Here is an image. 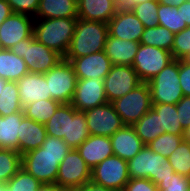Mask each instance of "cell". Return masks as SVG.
Masks as SVG:
<instances>
[{"mask_svg":"<svg viewBox=\"0 0 190 191\" xmlns=\"http://www.w3.org/2000/svg\"><path fill=\"white\" fill-rule=\"evenodd\" d=\"M0 191H8L6 183L3 181H0Z\"/></svg>","mask_w":190,"mask_h":191,"instance_id":"cell-54","label":"cell"},{"mask_svg":"<svg viewBox=\"0 0 190 191\" xmlns=\"http://www.w3.org/2000/svg\"><path fill=\"white\" fill-rule=\"evenodd\" d=\"M76 149L91 169L106 158L114 155L111 138L101 135H89Z\"/></svg>","mask_w":190,"mask_h":191,"instance_id":"cell-19","label":"cell"},{"mask_svg":"<svg viewBox=\"0 0 190 191\" xmlns=\"http://www.w3.org/2000/svg\"><path fill=\"white\" fill-rule=\"evenodd\" d=\"M133 128L145 145L163 134L159 122V114H157L153 108L149 109L148 112L133 125Z\"/></svg>","mask_w":190,"mask_h":191,"instance_id":"cell-28","label":"cell"},{"mask_svg":"<svg viewBox=\"0 0 190 191\" xmlns=\"http://www.w3.org/2000/svg\"><path fill=\"white\" fill-rule=\"evenodd\" d=\"M49 94L60 103H71L77 84V76L70 61L63 58L47 73Z\"/></svg>","mask_w":190,"mask_h":191,"instance_id":"cell-8","label":"cell"},{"mask_svg":"<svg viewBox=\"0 0 190 191\" xmlns=\"http://www.w3.org/2000/svg\"><path fill=\"white\" fill-rule=\"evenodd\" d=\"M124 125L133 126L152 108L150 89L147 82H141L125 96L112 102Z\"/></svg>","mask_w":190,"mask_h":191,"instance_id":"cell-7","label":"cell"},{"mask_svg":"<svg viewBox=\"0 0 190 191\" xmlns=\"http://www.w3.org/2000/svg\"><path fill=\"white\" fill-rule=\"evenodd\" d=\"M175 173L190 177V143L182 141L167 158Z\"/></svg>","mask_w":190,"mask_h":191,"instance_id":"cell-36","label":"cell"},{"mask_svg":"<svg viewBox=\"0 0 190 191\" xmlns=\"http://www.w3.org/2000/svg\"><path fill=\"white\" fill-rule=\"evenodd\" d=\"M104 79H77L75 93L71 105L77 111H86L107 103Z\"/></svg>","mask_w":190,"mask_h":191,"instance_id":"cell-14","label":"cell"},{"mask_svg":"<svg viewBox=\"0 0 190 191\" xmlns=\"http://www.w3.org/2000/svg\"><path fill=\"white\" fill-rule=\"evenodd\" d=\"M22 110L17 83L6 81L0 94V115L5 117Z\"/></svg>","mask_w":190,"mask_h":191,"instance_id":"cell-33","label":"cell"},{"mask_svg":"<svg viewBox=\"0 0 190 191\" xmlns=\"http://www.w3.org/2000/svg\"><path fill=\"white\" fill-rule=\"evenodd\" d=\"M173 60L172 53L165 49L139 44L132 67L141 82H149Z\"/></svg>","mask_w":190,"mask_h":191,"instance_id":"cell-9","label":"cell"},{"mask_svg":"<svg viewBox=\"0 0 190 191\" xmlns=\"http://www.w3.org/2000/svg\"><path fill=\"white\" fill-rule=\"evenodd\" d=\"M76 191H114V190L95 184L92 181H89L84 186L77 188Z\"/></svg>","mask_w":190,"mask_h":191,"instance_id":"cell-47","label":"cell"},{"mask_svg":"<svg viewBox=\"0 0 190 191\" xmlns=\"http://www.w3.org/2000/svg\"><path fill=\"white\" fill-rule=\"evenodd\" d=\"M60 188L56 184H43L37 191H58Z\"/></svg>","mask_w":190,"mask_h":191,"instance_id":"cell-51","label":"cell"},{"mask_svg":"<svg viewBox=\"0 0 190 191\" xmlns=\"http://www.w3.org/2000/svg\"><path fill=\"white\" fill-rule=\"evenodd\" d=\"M186 0H158L159 4L169 5V6H175L179 7L182 3H184Z\"/></svg>","mask_w":190,"mask_h":191,"instance_id":"cell-50","label":"cell"},{"mask_svg":"<svg viewBox=\"0 0 190 191\" xmlns=\"http://www.w3.org/2000/svg\"><path fill=\"white\" fill-rule=\"evenodd\" d=\"M122 191H158V187L148 178H137L129 179Z\"/></svg>","mask_w":190,"mask_h":191,"instance_id":"cell-43","label":"cell"},{"mask_svg":"<svg viewBox=\"0 0 190 191\" xmlns=\"http://www.w3.org/2000/svg\"><path fill=\"white\" fill-rule=\"evenodd\" d=\"M152 108L159 114V122L163 133L183 135L184 129L180 124L176 104H152Z\"/></svg>","mask_w":190,"mask_h":191,"instance_id":"cell-29","label":"cell"},{"mask_svg":"<svg viewBox=\"0 0 190 191\" xmlns=\"http://www.w3.org/2000/svg\"><path fill=\"white\" fill-rule=\"evenodd\" d=\"M108 34L107 23L78 19L64 58L70 61L104 50Z\"/></svg>","mask_w":190,"mask_h":191,"instance_id":"cell-2","label":"cell"},{"mask_svg":"<svg viewBox=\"0 0 190 191\" xmlns=\"http://www.w3.org/2000/svg\"><path fill=\"white\" fill-rule=\"evenodd\" d=\"M24 118L23 110L5 117L0 115V148L19 152L18 134H20V123Z\"/></svg>","mask_w":190,"mask_h":191,"instance_id":"cell-24","label":"cell"},{"mask_svg":"<svg viewBox=\"0 0 190 191\" xmlns=\"http://www.w3.org/2000/svg\"><path fill=\"white\" fill-rule=\"evenodd\" d=\"M5 82H6V80L0 78V94L2 93V90L4 88Z\"/></svg>","mask_w":190,"mask_h":191,"instance_id":"cell-55","label":"cell"},{"mask_svg":"<svg viewBox=\"0 0 190 191\" xmlns=\"http://www.w3.org/2000/svg\"><path fill=\"white\" fill-rule=\"evenodd\" d=\"M158 191H190V177L173 173L158 185Z\"/></svg>","mask_w":190,"mask_h":191,"instance_id":"cell-40","label":"cell"},{"mask_svg":"<svg viewBox=\"0 0 190 191\" xmlns=\"http://www.w3.org/2000/svg\"><path fill=\"white\" fill-rule=\"evenodd\" d=\"M77 17V2L74 0H40L34 19Z\"/></svg>","mask_w":190,"mask_h":191,"instance_id":"cell-25","label":"cell"},{"mask_svg":"<svg viewBox=\"0 0 190 191\" xmlns=\"http://www.w3.org/2000/svg\"><path fill=\"white\" fill-rule=\"evenodd\" d=\"M190 52V26L175 34L172 46V56L180 60Z\"/></svg>","mask_w":190,"mask_h":191,"instance_id":"cell-41","label":"cell"},{"mask_svg":"<svg viewBox=\"0 0 190 191\" xmlns=\"http://www.w3.org/2000/svg\"><path fill=\"white\" fill-rule=\"evenodd\" d=\"M107 24L110 36L136 42L140 41L145 29L130 9L120 7Z\"/></svg>","mask_w":190,"mask_h":191,"instance_id":"cell-16","label":"cell"},{"mask_svg":"<svg viewBox=\"0 0 190 191\" xmlns=\"http://www.w3.org/2000/svg\"><path fill=\"white\" fill-rule=\"evenodd\" d=\"M178 9L182 11V17L187 26H190V0H186Z\"/></svg>","mask_w":190,"mask_h":191,"instance_id":"cell-48","label":"cell"},{"mask_svg":"<svg viewBox=\"0 0 190 191\" xmlns=\"http://www.w3.org/2000/svg\"><path fill=\"white\" fill-rule=\"evenodd\" d=\"M174 37L175 34H173L169 29L157 25L154 27L145 28L139 43L162 48L171 52Z\"/></svg>","mask_w":190,"mask_h":191,"instance_id":"cell-30","label":"cell"},{"mask_svg":"<svg viewBox=\"0 0 190 191\" xmlns=\"http://www.w3.org/2000/svg\"><path fill=\"white\" fill-rule=\"evenodd\" d=\"M118 9V0H79L77 18L108 23Z\"/></svg>","mask_w":190,"mask_h":191,"instance_id":"cell-20","label":"cell"},{"mask_svg":"<svg viewBox=\"0 0 190 191\" xmlns=\"http://www.w3.org/2000/svg\"><path fill=\"white\" fill-rule=\"evenodd\" d=\"M29 71L22 57L14 54L10 49L0 50V78L17 82Z\"/></svg>","mask_w":190,"mask_h":191,"instance_id":"cell-27","label":"cell"},{"mask_svg":"<svg viewBox=\"0 0 190 191\" xmlns=\"http://www.w3.org/2000/svg\"><path fill=\"white\" fill-rule=\"evenodd\" d=\"M139 42L119 39L108 34L104 45V52L112 65L132 66Z\"/></svg>","mask_w":190,"mask_h":191,"instance_id":"cell-22","label":"cell"},{"mask_svg":"<svg viewBox=\"0 0 190 191\" xmlns=\"http://www.w3.org/2000/svg\"><path fill=\"white\" fill-rule=\"evenodd\" d=\"M77 17L34 19L33 35L37 41L63 58L75 33Z\"/></svg>","mask_w":190,"mask_h":191,"instance_id":"cell-3","label":"cell"},{"mask_svg":"<svg viewBox=\"0 0 190 191\" xmlns=\"http://www.w3.org/2000/svg\"><path fill=\"white\" fill-rule=\"evenodd\" d=\"M141 83L132 66L112 65L108 75L104 78L105 94L108 102L112 103L125 96Z\"/></svg>","mask_w":190,"mask_h":191,"instance_id":"cell-13","label":"cell"},{"mask_svg":"<svg viewBox=\"0 0 190 191\" xmlns=\"http://www.w3.org/2000/svg\"><path fill=\"white\" fill-rule=\"evenodd\" d=\"M89 132L83 111L74 108V116L70 119L69 139H63L71 149L78 148L87 138Z\"/></svg>","mask_w":190,"mask_h":191,"instance_id":"cell-34","label":"cell"},{"mask_svg":"<svg viewBox=\"0 0 190 191\" xmlns=\"http://www.w3.org/2000/svg\"><path fill=\"white\" fill-rule=\"evenodd\" d=\"M183 140V135L163 133L147 144V146L152 151L168 158Z\"/></svg>","mask_w":190,"mask_h":191,"instance_id":"cell-38","label":"cell"},{"mask_svg":"<svg viewBox=\"0 0 190 191\" xmlns=\"http://www.w3.org/2000/svg\"><path fill=\"white\" fill-rule=\"evenodd\" d=\"M179 81L184 96H190V65L179 60Z\"/></svg>","mask_w":190,"mask_h":191,"instance_id":"cell-45","label":"cell"},{"mask_svg":"<svg viewBox=\"0 0 190 191\" xmlns=\"http://www.w3.org/2000/svg\"><path fill=\"white\" fill-rule=\"evenodd\" d=\"M13 13L6 0H0V24Z\"/></svg>","mask_w":190,"mask_h":191,"instance_id":"cell-46","label":"cell"},{"mask_svg":"<svg viewBox=\"0 0 190 191\" xmlns=\"http://www.w3.org/2000/svg\"><path fill=\"white\" fill-rule=\"evenodd\" d=\"M183 139H184V141L190 143V125L184 129V131H183Z\"/></svg>","mask_w":190,"mask_h":191,"instance_id":"cell-52","label":"cell"},{"mask_svg":"<svg viewBox=\"0 0 190 191\" xmlns=\"http://www.w3.org/2000/svg\"><path fill=\"white\" fill-rule=\"evenodd\" d=\"M114 155L123 160L132 159L145 144L137 136L133 126L124 125L110 136Z\"/></svg>","mask_w":190,"mask_h":191,"instance_id":"cell-21","label":"cell"},{"mask_svg":"<svg viewBox=\"0 0 190 191\" xmlns=\"http://www.w3.org/2000/svg\"><path fill=\"white\" fill-rule=\"evenodd\" d=\"M34 17L12 13L0 24V44L2 49H10L19 41L33 35Z\"/></svg>","mask_w":190,"mask_h":191,"instance_id":"cell-15","label":"cell"},{"mask_svg":"<svg viewBox=\"0 0 190 191\" xmlns=\"http://www.w3.org/2000/svg\"><path fill=\"white\" fill-rule=\"evenodd\" d=\"M158 8V0H152L136 4L130 10L142 22L145 28H149L158 25Z\"/></svg>","mask_w":190,"mask_h":191,"instance_id":"cell-37","label":"cell"},{"mask_svg":"<svg viewBox=\"0 0 190 191\" xmlns=\"http://www.w3.org/2000/svg\"><path fill=\"white\" fill-rule=\"evenodd\" d=\"M46 137L45 124L25 117L20 123V134H18L20 155L41 147Z\"/></svg>","mask_w":190,"mask_h":191,"instance_id":"cell-23","label":"cell"},{"mask_svg":"<svg viewBox=\"0 0 190 191\" xmlns=\"http://www.w3.org/2000/svg\"><path fill=\"white\" fill-rule=\"evenodd\" d=\"M183 63L190 65V52L180 59Z\"/></svg>","mask_w":190,"mask_h":191,"instance_id":"cell-53","label":"cell"},{"mask_svg":"<svg viewBox=\"0 0 190 191\" xmlns=\"http://www.w3.org/2000/svg\"><path fill=\"white\" fill-rule=\"evenodd\" d=\"M61 103L54 99L35 101L23 108L24 115L35 122L45 124Z\"/></svg>","mask_w":190,"mask_h":191,"instance_id":"cell-31","label":"cell"},{"mask_svg":"<svg viewBox=\"0 0 190 191\" xmlns=\"http://www.w3.org/2000/svg\"><path fill=\"white\" fill-rule=\"evenodd\" d=\"M10 50L23 58L32 73H47L63 59L59 53L37 41L34 35L19 41Z\"/></svg>","mask_w":190,"mask_h":191,"instance_id":"cell-5","label":"cell"},{"mask_svg":"<svg viewBox=\"0 0 190 191\" xmlns=\"http://www.w3.org/2000/svg\"><path fill=\"white\" fill-rule=\"evenodd\" d=\"M147 83L152 104H177L184 96L179 84V60L174 59Z\"/></svg>","mask_w":190,"mask_h":191,"instance_id":"cell-6","label":"cell"},{"mask_svg":"<svg viewBox=\"0 0 190 191\" xmlns=\"http://www.w3.org/2000/svg\"><path fill=\"white\" fill-rule=\"evenodd\" d=\"M70 150L63 139L47 135L41 147L21 155V168L43 184H55L59 164Z\"/></svg>","mask_w":190,"mask_h":191,"instance_id":"cell-1","label":"cell"},{"mask_svg":"<svg viewBox=\"0 0 190 191\" xmlns=\"http://www.w3.org/2000/svg\"><path fill=\"white\" fill-rule=\"evenodd\" d=\"M42 183L21 168L7 183L8 191H37Z\"/></svg>","mask_w":190,"mask_h":191,"instance_id":"cell-39","label":"cell"},{"mask_svg":"<svg viewBox=\"0 0 190 191\" xmlns=\"http://www.w3.org/2000/svg\"><path fill=\"white\" fill-rule=\"evenodd\" d=\"M177 114L183 129L190 125V96H183L176 104Z\"/></svg>","mask_w":190,"mask_h":191,"instance_id":"cell-44","label":"cell"},{"mask_svg":"<svg viewBox=\"0 0 190 191\" xmlns=\"http://www.w3.org/2000/svg\"><path fill=\"white\" fill-rule=\"evenodd\" d=\"M84 114L89 135L110 137L124 126L121 117L110 102L88 109Z\"/></svg>","mask_w":190,"mask_h":191,"instance_id":"cell-12","label":"cell"},{"mask_svg":"<svg viewBox=\"0 0 190 191\" xmlns=\"http://www.w3.org/2000/svg\"><path fill=\"white\" fill-rule=\"evenodd\" d=\"M13 13L26 14L35 17L40 0H6Z\"/></svg>","mask_w":190,"mask_h":191,"instance_id":"cell-42","label":"cell"},{"mask_svg":"<svg viewBox=\"0 0 190 191\" xmlns=\"http://www.w3.org/2000/svg\"><path fill=\"white\" fill-rule=\"evenodd\" d=\"M70 63L77 79H104L112 67L111 61L104 50L87 56L73 58L70 60Z\"/></svg>","mask_w":190,"mask_h":191,"instance_id":"cell-17","label":"cell"},{"mask_svg":"<svg viewBox=\"0 0 190 191\" xmlns=\"http://www.w3.org/2000/svg\"><path fill=\"white\" fill-rule=\"evenodd\" d=\"M127 165L129 179L148 178L155 185L175 173L168 159L152 151L147 145L128 160Z\"/></svg>","mask_w":190,"mask_h":191,"instance_id":"cell-4","label":"cell"},{"mask_svg":"<svg viewBox=\"0 0 190 191\" xmlns=\"http://www.w3.org/2000/svg\"><path fill=\"white\" fill-rule=\"evenodd\" d=\"M58 191H76V189L60 188Z\"/></svg>","mask_w":190,"mask_h":191,"instance_id":"cell-56","label":"cell"},{"mask_svg":"<svg viewBox=\"0 0 190 191\" xmlns=\"http://www.w3.org/2000/svg\"><path fill=\"white\" fill-rule=\"evenodd\" d=\"M91 181V168L77 149H71L59 164L56 185L59 188L77 189Z\"/></svg>","mask_w":190,"mask_h":191,"instance_id":"cell-10","label":"cell"},{"mask_svg":"<svg viewBox=\"0 0 190 191\" xmlns=\"http://www.w3.org/2000/svg\"><path fill=\"white\" fill-rule=\"evenodd\" d=\"M158 25L166 27L173 34H176L187 28L183 20L182 11L175 6L159 4L158 8Z\"/></svg>","mask_w":190,"mask_h":191,"instance_id":"cell-32","label":"cell"},{"mask_svg":"<svg viewBox=\"0 0 190 191\" xmlns=\"http://www.w3.org/2000/svg\"><path fill=\"white\" fill-rule=\"evenodd\" d=\"M16 83L23 108L35 101L52 99L44 74L28 72Z\"/></svg>","mask_w":190,"mask_h":191,"instance_id":"cell-18","label":"cell"},{"mask_svg":"<svg viewBox=\"0 0 190 191\" xmlns=\"http://www.w3.org/2000/svg\"><path fill=\"white\" fill-rule=\"evenodd\" d=\"M91 181L114 191H122L129 181L127 161L111 155L91 169Z\"/></svg>","mask_w":190,"mask_h":191,"instance_id":"cell-11","label":"cell"},{"mask_svg":"<svg viewBox=\"0 0 190 191\" xmlns=\"http://www.w3.org/2000/svg\"><path fill=\"white\" fill-rule=\"evenodd\" d=\"M74 116L71 103H61L54 115L45 123L47 135L69 139L70 119Z\"/></svg>","mask_w":190,"mask_h":191,"instance_id":"cell-26","label":"cell"},{"mask_svg":"<svg viewBox=\"0 0 190 191\" xmlns=\"http://www.w3.org/2000/svg\"><path fill=\"white\" fill-rule=\"evenodd\" d=\"M20 169V153L13 149L0 148V181L7 183Z\"/></svg>","mask_w":190,"mask_h":191,"instance_id":"cell-35","label":"cell"},{"mask_svg":"<svg viewBox=\"0 0 190 191\" xmlns=\"http://www.w3.org/2000/svg\"><path fill=\"white\" fill-rule=\"evenodd\" d=\"M119 1V7L120 8H127L130 9L136 4H141L146 1H152V0H118Z\"/></svg>","mask_w":190,"mask_h":191,"instance_id":"cell-49","label":"cell"}]
</instances>
